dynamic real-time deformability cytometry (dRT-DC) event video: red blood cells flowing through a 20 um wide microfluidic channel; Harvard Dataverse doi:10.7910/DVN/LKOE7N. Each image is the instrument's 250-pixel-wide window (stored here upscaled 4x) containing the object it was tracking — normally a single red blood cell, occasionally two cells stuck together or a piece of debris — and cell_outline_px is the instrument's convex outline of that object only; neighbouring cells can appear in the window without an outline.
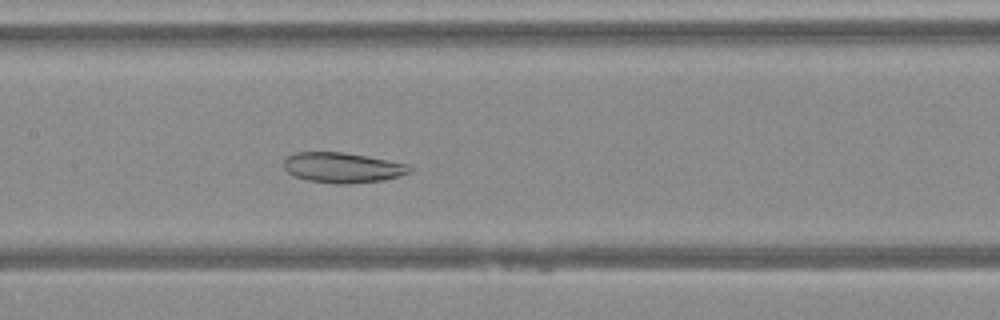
{"species": "Egyptian fruit bat (a non-hibernating species)", "species_latin": "Rousettus aegyptiacus", "temperature_condition": "warm", "stored_images_in_passage": 37, "camera_frame_rate_fps": 3000, "um_per_image_px": 0.085, "animal": {"sex": "female"}, "frame": {"image": 1, "passage_image": 17, "time_ms": 5.333, "image_size_px": [1000, 320], "cell_outline_px": [[412, 172], [384, 180], [348, 184], [336, 184], [308, 180], [292, 176], [284, 168], [284, 160], [288, 156], [296, 152], [344, 152], [412, 164]], "centroid_in_image_um": [29.15, 14.25], "position_along_channel_um": 178.2, "area_um2": 22.43}}
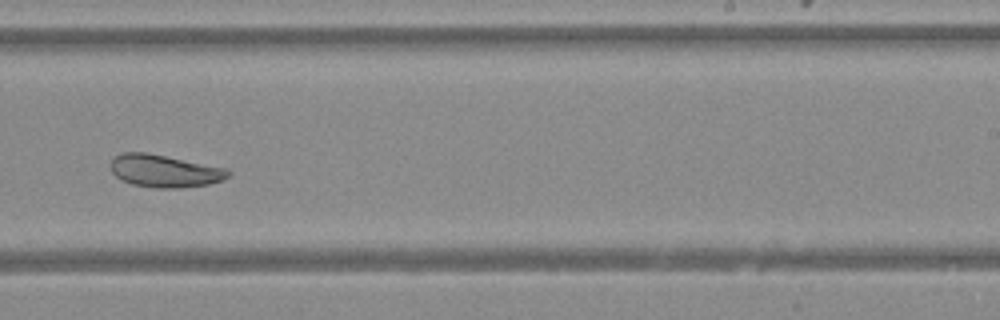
{"frame": {"image": 2, "passage_image": 24, "time_ms": 7.667, "image_size_px": [1000, 320], "cell_outline_px": [[232, 172], [224, 180], [208, 184], [180, 188], [152, 188], [132, 184], [116, 176], [112, 172], [112, 160], [116, 156], [124, 152], [144, 152], [228, 168]], "centroid_in_image_um": [14.04, 14.54], "position_along_channel_um": 275.0, "area_um2": 22.14}}
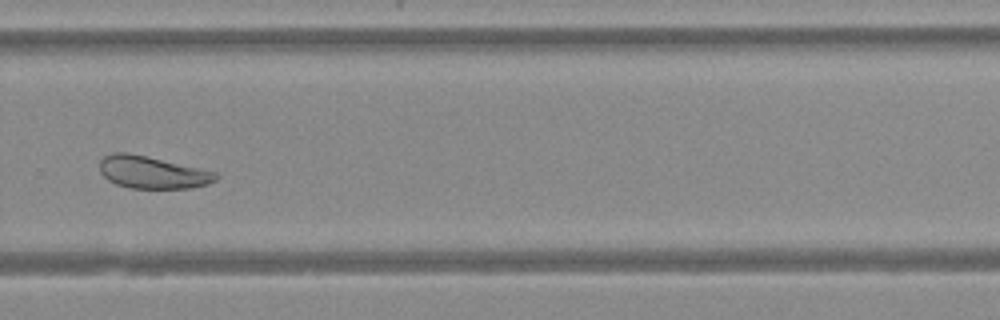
{"frame": {"image": 3, "passage_image": 27, "time_ms": 8.667, "image_size_px": [1000, 320], "cell_outline_px": [[220, 176], [216, 180], [208, 184], [192, 188], [128, 188], [116, 184], [108, 180], [100, 172], [100, 160], [104, 156], [112, 152], [128, 152], [216, 172]], "centroid_in_image_um": [12.93, 14.65], "position_along_channel_um": 316.9, "area_um2": 21.85}}